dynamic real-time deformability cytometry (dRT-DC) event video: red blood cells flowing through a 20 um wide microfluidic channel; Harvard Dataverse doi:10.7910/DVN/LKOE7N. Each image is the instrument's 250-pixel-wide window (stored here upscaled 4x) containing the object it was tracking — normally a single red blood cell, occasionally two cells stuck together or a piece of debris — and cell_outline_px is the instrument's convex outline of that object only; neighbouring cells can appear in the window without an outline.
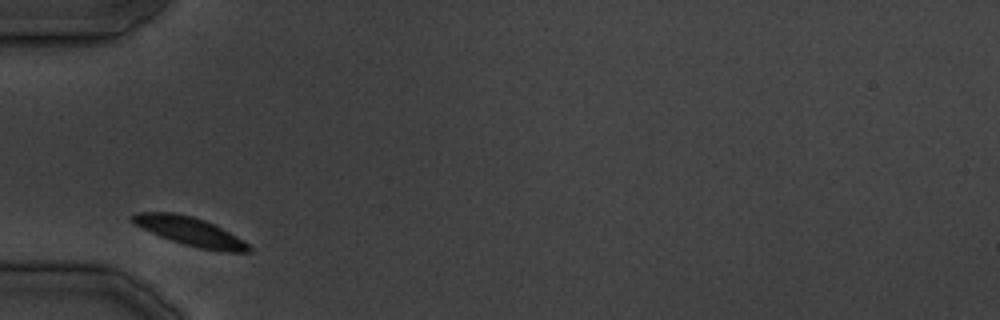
{"species": "common noctule bat (a hibernating species)", "species_latin": "Nyctalus noctula", "temperature_condition": "cold", "stored_images_in_passage": 20, "camera_frame_rate_fps": 3000, "um_per_image_px": 0.085, "animal": {"sex": "male", "body_mass_g": 19.5, "forearm_length_mm": 54.6}, "frame": {"image": 1, "passage_image": 1, "time_ms": 0.0, "image_size_px": [1000, 320], "cell_outline_px": [[252, 252], [224, 252], [200, 248], [184, 244], [160, 236], [136, 224], [132, 220], [132, 216], [136, 212], [172, 212], [192, 216], [204, 220], [236, 236], [248, 244], [252, 248]], "centroid_in_image_um": [16.19, 19.67], "position_along_channel_um": 68.8, "area_um2": 18.9}}
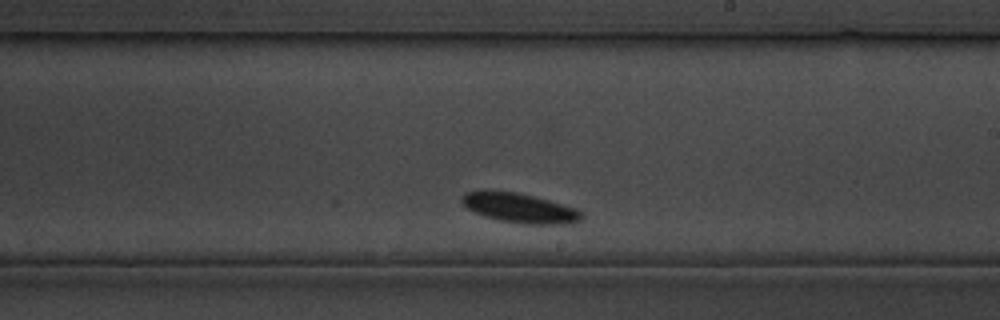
{"frame": {"image": 2, "passage_image": 12, "time_ms": 13.667, "image_size_px": [1000, 320], "cell_outline_px": [[584, 216], [580, 220], [572, 224], [524, 224], [500, 220], [484, 216], [468, 208], [460, 200], [460, 196], [464, 192], [516, 192], [548, 200], [576, 208], [584, 212]], "centroid_in_image_um": [44.24, 17.7], "position_along_channel_um": 244.8, "area_um2": 20.35}}